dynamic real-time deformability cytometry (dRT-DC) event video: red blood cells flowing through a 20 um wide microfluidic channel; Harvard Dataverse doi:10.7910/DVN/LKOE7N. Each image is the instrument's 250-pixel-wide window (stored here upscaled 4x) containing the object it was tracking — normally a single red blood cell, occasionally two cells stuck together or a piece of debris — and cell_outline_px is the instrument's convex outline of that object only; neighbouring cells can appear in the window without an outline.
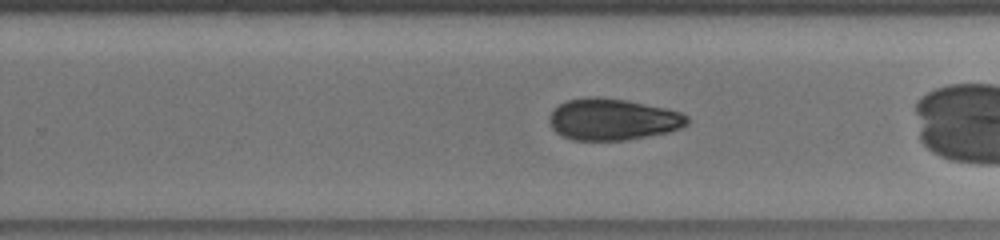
{"species": "human", "species_latin": "Homo sapiens", "temperature_condition": "cold", "stored_images_in_passage": 46, "segment_of_instrument_passage": [2, 2], "camera_frame_rate_fps": 3000, "um_per_image_px": 0.085, "donor": {"sex": "male"}, "frame": {"image": 1, "passage_image": 36, "time_ms": 11.667, "image_size_px": [1000, 240], "cell_outline_px": [[688, 124], [680, 128], [668, 132], [628, 140], [572, 140], [560, 136], [552, 128], [548, 120], [548, 116], [560, 104], [568, 100], [588, 96], [600, 96], [624, 100], [664, 108], [680, 112], [688, 116]], "centroid_in_image_um": [52.05, 10.15], "position_along_channel_um": 277.8, "area_um2": 33.41}}
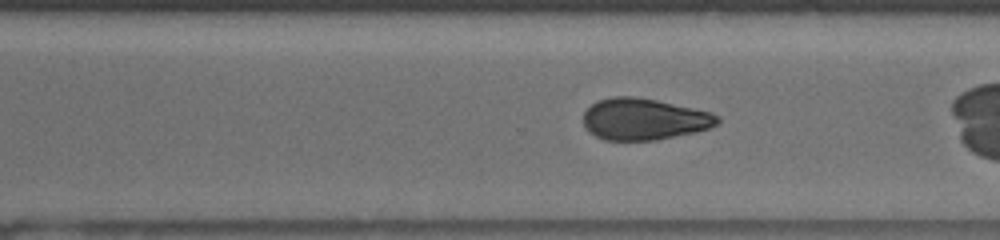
{"frame": {"image": 2, "passage_image": 39, "time_ms": 12.667, "image_size_px": [1000, 240], "cell_outline_px": [[720, 120], [716, 124], [708, 128], [696, 132], [656, 140], [604, 140], [588, 132], [584, 128], [584, 112], [592, 104], [600, 100], [612, 96], [636, 96], [696, 108], [712, 112], [720, 116]], "centroid_in_image_um": [54.75, 10.12], "position_along_channel_um": 315.8, "area_um2": 32.66}}